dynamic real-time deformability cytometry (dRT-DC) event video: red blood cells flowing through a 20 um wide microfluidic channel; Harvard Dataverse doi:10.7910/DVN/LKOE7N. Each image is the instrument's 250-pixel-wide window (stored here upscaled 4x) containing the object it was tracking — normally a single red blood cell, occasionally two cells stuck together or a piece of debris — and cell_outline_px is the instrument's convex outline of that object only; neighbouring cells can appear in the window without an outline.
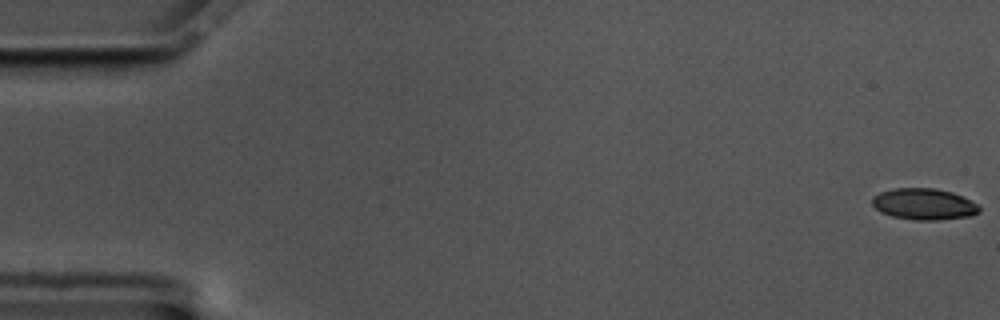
{"species": "common noctule bat (a hibernating species)", "species_latin": "Nyctalus noctula", "temperature_condition": "cold", "stored_images_in_passage": 59, "camera_frame_rate_fps": 3000, "um_per_image_px": 0.085, "animal": {"sex": "male", "body_mass_g": 17.5, "forearm_length_mm": 52.3}, "frame": {"image": 1, "passage_image": 1, "time_ms": 0.0, "image_size_px": [1000, 320], "cell_outline_px": [[980, 212], [972, 216], [936, 220], [916, 220], [892, 216], [880, 212], [872, 204], [872, 196], [880, 192], [892, 188], [936, 188], [952, 192], [980, 204]], "centroid_in_image_um": [78.55, 17.34], "position_along_channel_um": 6.4, "area_um2": 19.77}}
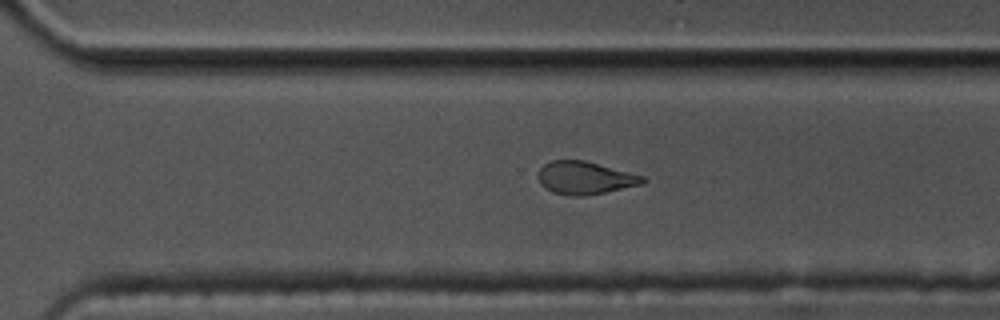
{"frame": {"image": 2, "passage_image": 41, "time_ms": 13.333, "image_size_px": [1000, 320], "cell_outline_px": [[648, 180], [640, 184], [604, 192], [584, 196], [568, 196], [552, 192], [544, 188], [540, 184], [540, 168], [544, 164], [552, 160], [584, 160], [644, 176]], "centroid_in_image_um": [49.7, 15.12], "position_along_channel_um": 320.9, "area_um2": 19.77}}
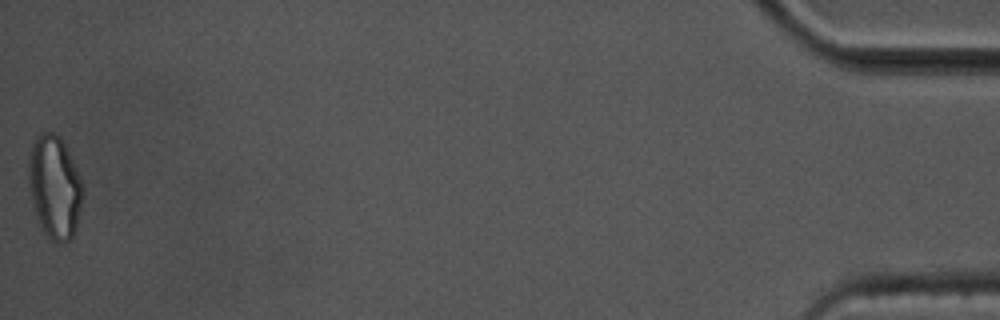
{"frame": {"image": 3, "passage_image": 59, "time_ms": 19.333, "image_size_px": [1000, 320], "cell_outline_px": [[84, 192], [76, 228], [72, 236], [64, 244], [60, 244], [52, 240], [40, 228], [32, 204], [28, 180], [28, 160], [32, 144], [36, 136], [40, 132], [52, 132], [60, 136], [76, 168], [84, 188]], "centroid_in_image_um": [4.63, 15.91], "position_along_channel_um": 430.6, "area_um2": 32.71}, "authors_computed_cell_mechanics": {"area_um2": 21.0392, "velocity_mm_per_s": 3.4542, "shape_relaxation_time_tau1_ms": 3.639, "shape_relaxation_time_tau2_ms": 2.9379, "deformation_change_tau1": 0.1533, "deformation_change_tau2": 0.0976}}